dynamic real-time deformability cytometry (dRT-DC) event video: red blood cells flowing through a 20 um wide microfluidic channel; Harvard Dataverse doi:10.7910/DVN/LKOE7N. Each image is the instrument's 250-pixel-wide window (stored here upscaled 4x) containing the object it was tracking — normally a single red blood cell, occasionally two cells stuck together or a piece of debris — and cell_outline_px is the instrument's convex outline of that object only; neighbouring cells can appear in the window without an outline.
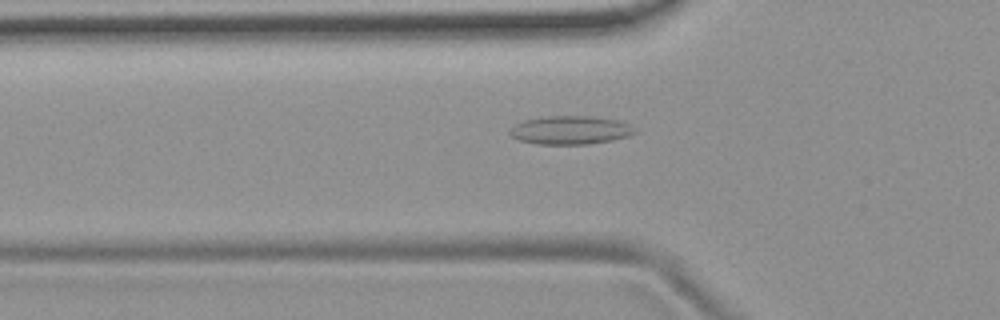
{"species": "common noctule bat (a hibernating species)", "species_latin": "Nyctalus noctula", "temperature_condition": "room temperature", "stored_images_in_passage": 47, "camera_frame_rate_fps": 3000, "um_per_image_px": 0.085, "animal": {"sex": "female", "body_mass_g": 19.9}, "frame": {"image": 1, "passage_image": 17, "time_ms": 5.333, "image_size_px": [1000, 320], "cell_outline_px": [[636, 132], [628, 136], [612, 140], [588, 144], [536, 144], [520, 140], [512, 136], [508, 132], [516, 124], [524, 120], [548, 116], [592, 116], [620, 120], [636, 128]], "centroid_in_image_um": [48.51, 11.06], "position_along_channel_um": 77.3, "area_um2": 20.69}}
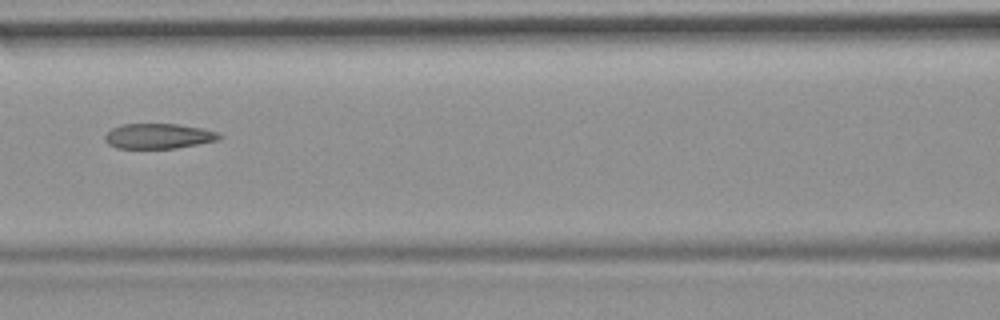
{"frame": {"image": 2, "passage_image": 23, "time_ms": 7.333, "image_size_px": [1000, 320], "cell_outline_px": [[224, 136], [216, 140], [176, 148], [116, 148], [108, 144], [104, 140], [104, 136], [112, 128], [124, 124], [176, 124], [204, 128], [216, 132]], "centroid_in_image_um": [13.45, 11.56], "position_along_channel_um": 153.1, "area_um2": 16.65}}
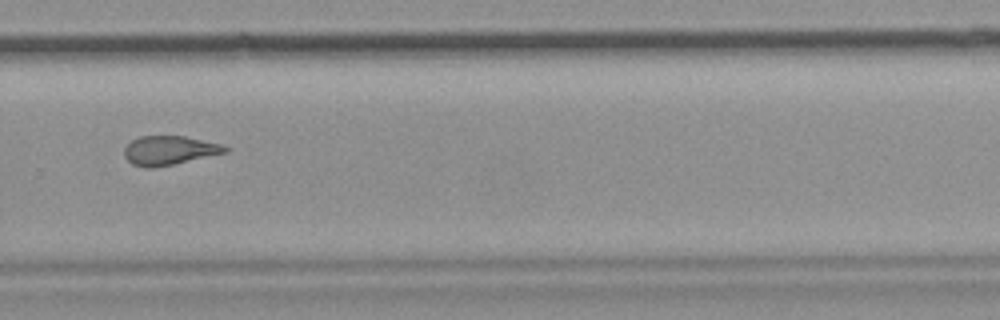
{"frame": {"image": 3, "passage_image": 36, "time_ms": 11.667, "image_size_px": [1000, 320], "cell_outline_px": [[232, 148], [228, 152], [172, 164], [152, 168], [144, 168], [132, 164], [124, 156], [124, 148], [132, 140], [140, 136], [184, 136], [224, 144]], "centroid_in_image_um": [14.42, 12.78], "position_along_channel_um": 315.4, "area_um2": 17.17}}